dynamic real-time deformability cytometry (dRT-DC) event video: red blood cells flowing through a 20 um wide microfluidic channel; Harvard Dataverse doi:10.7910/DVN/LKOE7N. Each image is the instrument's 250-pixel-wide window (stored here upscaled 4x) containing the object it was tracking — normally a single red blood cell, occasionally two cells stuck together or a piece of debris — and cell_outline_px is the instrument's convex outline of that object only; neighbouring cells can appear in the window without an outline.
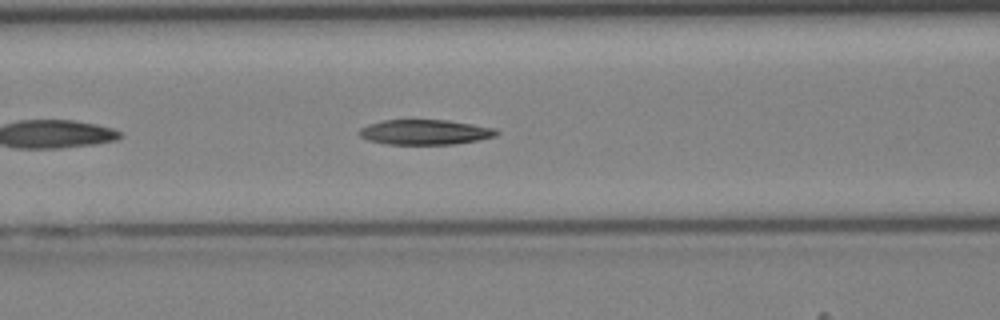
{"species": "Egyptian fruit bat (a non-hibernating species)", "species_latin": "Rousettus aegyptiacus", "temperature_condition": "cold", "stored_images_in_passage": 14, "camera_frame_rate_fps": 3000, "um_per_image_px": 0.085, "animal": {"sex": "female"}, "frame": {"image": 1, "passage_image": 8, "time_ms": 2.333, "image_size_px": [1000, 320], "cell_outline_px": [[500, 132], [496, 136], [476, 140], [452, 144], [384, 144], [368, 140], [360, 136], [356, 132], [360, 128], [368, 124], [384, 120], [448, 120], [472, 124], [492, 128]], "centroid_in_image_um": [36.06, 11.23], "position_along_channel_um": 130.5, "area_um2": 19.94}}
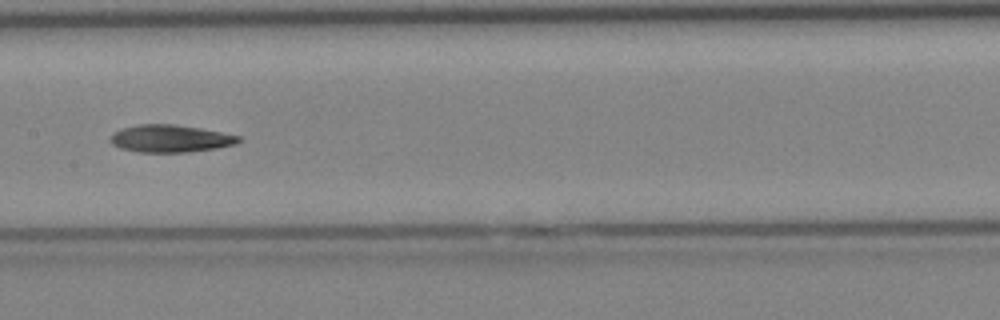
{"frame": {"image": 2, "passage_image": 12, "time_ms": 3.667, "image_size_px": [1000, 320], "cell_outline_px": [[240, 140], [236, 144], [216, 148], [188, 152], [136, 152], [120, 148], [112, 144], [108, 140], [112, 132], [120, 128], [140, 124], [172, 124], [200, 128], [240, 136]], "centroid_in_image_um": [14.41, 11.78], "position_along_channel_um": 193.0, "area_um2": 20.58}}